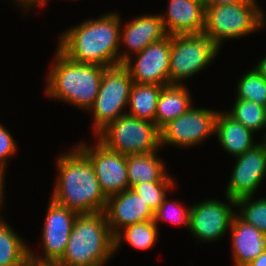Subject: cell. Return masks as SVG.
<instances>
[{
  "label": "cell",
  "instance_id": "obj_25",
  "mask_svg": "<svg viewBox=\"0 0 266 266\" xmlns=\"http://www.w3.org/2000/svg\"><path fill=\"white\" fill-rule=\"evenodd\" d=\"M226 113L254 133L264 130L266 127L264 106L254 101L235 99L233 108ZM263 139H266V133Z\"/></svg>",
  "mask_w": 266,
  "mask_h": 266
},
{
  "label": "cell",
  "instance_id": "obj_31",
  "mask_svg": "<svg viewBox=\"0 0 266 266\" xmlns=\"http://www.w3.org/2000/svg\"><path fill=\"white\" fill-rule=\"evenodd\" d=\"M49 0H15L13 1L14 3L16 2L19 6L18 7H22V9H24V12H28V10H30L33 7H35V5L37 6H41L43 7L44 5H46V3ZM28 9V10H27Z\"/></svg>",
  "mask_w": 266,
  "mask_h": 266
},
{
  "label": "cell",
  "instance_id": "obj_9",
  "mask_svg": "<svg viewBox=\"0 0 266 266\" xmlns=\"http://www.w3.org/2000/svg\"><path fill=\"white\" fill-rule=\"evenodd\" d=\"M219 111L191 106L183 115L169 121L160 129V144L192 147L215 135V122Z\"/></svg>",
  "mask_w": 266,
  "mask_h": 266
},
{
  "label": "cell",
  "instance_id": "obj_36",
  "mask_svg": "<svg viewBox=\"0 0 266 266\" xmlns=\"http://www.w3.org/2000/svg\"><path fill=\"white\" fill-rule=\"evenodd\" d=\"M26 266H40V265H36V264L29 262Z\"/></svg>",
  "mask_w": 266,
  "mask_h": 266
},
{
  "label": "cell",
  "instance_id": "obj_14",
  "mask_svg": "<svg viewBox=\"0 0 266 266\" xmlns=\"http://www.w3.org/2000/svg\"><path fill=\"white\" fill-rule=\"evenodd\" d=\"M171 35L146 46L135 54V61L129 57L122 64L127 68L132 80L138 84L169 85V59Z\"/></svg>",
  "mask_w": 266,
  "mask_h": 266
},
{
  "label": "cell",
  "instance_id": "obj_6",
  "mask_svg": "<svg viewBox=\"0 0 266 266\" xmlns=\"http://www.w3.org/2000/svg\"><path fill=\"white\" fill-rule=\"evenodd\" d=\"M96 139L123 155L147 154L162 148L160 129L155 123L127 114L109 123Z\"/></svg>",
  "mask_w": 266,
  "mask_h": 266
},
{
  "label": "cell",
  "instance_id": "obj_28",
  "mask_svg": "<svg viewBox=\"0 0 266 266\" xmlns=\"http://www.w3.org/2000/svg\"><path fill=\"white\" fill-rule=\"evenodd\" d=\"M174 185V186H173ZM174 181H154L136 184L132 189L155 212L167 197L168 190L175 188Z\"/></svg>",
  "mask_w": 266,
  "mask_h": 266
},
{
  "label": "cell",
  "instance_id": "obj_17",
  "mask_svg": "<svg viewBox=\"0 0 266 266\" xmlns=\"http://www.w3.org/2000/svg\"><path fill=\"white\" fill-rule=\"evenodd\" d=\"M166 14H160L167 35L200 34L205 27L201 0H169Z\"/></svg>",
  "mask_w": 266,
  "mask_h": 266
},
{
  "label": "cell",
  "instance_id": "obj_32",
  "mask_svg": "<svg viewBox=\"0 0 266 266\" xmlns=\"http://www.w3.org/2000/svg\"><path fill=\"white\" fill-rule=\"evenodd\" d=\"M243 1L247 0H201V2L204 4V7L213 6V5L235 4Z\"/></svg>",
  "mask_w": 266,
  "mask_h": 266
},
{
  "label": "cell",
  "instance_id": "obj_13",
  "mask_svg": "<svg viewBox=\"0 0 266 266\" xmlns=\"http://www.w3.org/2000/svg\"><path fill=\"white\" fill-rule=\"evenodd\" d=\"M261 140L252 149L234 157L236 161L226 186V197L234 201L244 197H254L266 176V139Z\"/></svg>",
  "mask_w": 266,
  "mask_h": 266
},
{
  "label": "cell",
  "instance_id": "obj_16",
  "mask_svg": "<svg viewBox=\"0 0 266 266\" xmlns=\"http://www.w3.org/2000/svg\"><path fill=\"white\" fill-rule=\"evenodd\" d=\"M166 36L160 14L143 15L132 19L121 27L120 43H122L119 45L126 46L127 49L119 53V64L125 62L131 55L141 52L149 44L160 41Z\"/></svg>",
  "mask_w": 266,
  "mask_h": 266
},
{
  "label": "cell",
  "instance_id": "obj_22",
  "mask_svg": "<svg viewBox=\"0 0 266 266\" xmlns=\"http://www.w3.org/2000/svg\"><path fill=\"white\" fill-rule=\"evenodd\" d=\"M163 88L156 84H133L128 100L127 115L155 123L158 98Z\"/></svg>",
  "mask_w": 266,
  "mask_h": 266
},
{
  "label": "cell",
  "instance_id": "obj_26",
  "mask_svg": "<svg viewBox=\"0 0 266 266\" xmlns=\"http://www.w3.org/2000/svg\"><path fill=\"white\" fill-rule=\"evenodd\" d=\"M236 86V99L251 100L262 106L266 104V80L255 68L243 74Z\"/></svg>",
  "mask_w": 266,
  "mask_h": 266
},
{
  "label": "cell",
  "instance_id": "obj_19",
  "mask_svg": "<svg viewBox=\"0 0 266 266\" xmlns=\"http://www.w3.org/2000/svg\"><path fill=\"white\" fill-rule=\"evenodd\" d=\"M215 134L222 148L233 157L242 155L257 144L253 141L254 132L235 121L226 111L217 114Z\"/></svg>",
  "mask_w": 266,
  "mask_h": 266
},
{
  "label": "cell",
  "instance_id": "obj_8",
  "mask_svg": "<svg viewBox=\"0 0 266 266\" xmlns=\"http://www.w3.org/2000/svg\"><path fill=\"white\" fill-rule=\"evenodd\" d=\"M133 84L134 81L123 64L105 67L98 95L89 109L95 121L92 127L95 136L109 123L127 113L125 109Z\"/></svg>",
  "mask_w": 266,
  "mask_h": 266
},
{
  "label": "cell",
  "instance_id": "obj_10",
  "mask_svg": "<svg viewBox=\"0 0 266 266\" xmlns=\"http://www.w3.org/2000/svg\"><path fill=\"white\" fill-rule=\"evenodd\" d=\"M77 212L50 199L42 232V256L29 249L30 262L42 266H54L64 255Z\"/></svg>",
  "mask_w": 266,
  "mask_h": 266
},
{
  "label": "cell",
  "instance_id": "obj_33",
  "mask_svg": "<svg viewBox=\"0 0 266 266\" xmlns=\"http://www.w3.org/2000/svg\"><path fill=\"white\" fill-rule=\"evenodd\" d=\"M5 170L4 169H2V168H0V211H1V209H2V207L4 206L3 204V202H4V193H5V191H3L4 190V177H5ZM0 217H2V216H0Z\"/></svg>",
  "mask_w": 266,
  "mask_h": 266
},
{
  "label": "cell",
  "instance_id": "obj_21",
  "mask_svg": "<svg viewBox=\"0 0 266 266\" xmlns=\"http://www.w3.org/2000/svg\"><path fill=\"white\" fill-rule=\"evenodd\" d=\"M157 152L127 155L129 188L143 182L175 181L167 174L164 162L157 156Z\"/></svg>",
  "mask_w": 266,
  "mask_h": 266
},
{
  "label": "cell",
  "instance_id": "obj_24",
  "mask_svg": "<svg viewBox=\"0 0 266 266\" xmlns=\"http://www.w3.org/2000/svg\"><path fill=\"white\" fill-rule=\"evenodd\" d=\"M158 233V226L153 220L127 225L114 235V251H118L123 239L136 249H150L156 244Z\"/></svg>",
  "mask_w": 266,
  "mask_h": 266
},
{
  "label": "cell",
  "instance_id": "obj_30",
  "mask_svg": "<svg viewBox=\"0 0 266 266\" xmlns=\"http://www.w3.org/2000/svg\"><path fill=\"white\" fill-rule=\"evenodd\" d=\"M17 144L9 131L0 123V168L6 170V161L15 155Z\"/></svg>",
  "mask_w": 266,
  "mask_h": 266
},
{
  "label": "cell",
  "instance_id": "obj_29",
  "mask_svg": "<svg viewBox=\"0 0 266 266\" xmlns=\"http://www.w3.org/2000/svg\"><path fill=\"white\" fill-rule=\"evenodd\" d=\"M190 208L191 206L185 208L180 202L169 201L165 198L162 204L154 212L153 221L158 225L161 220H168L174 225L182 224L189 229Z\"/></svg>",
  "mask_w": 266,
  "mask_h": 266
},
{
  "label": "cell",
  "instance_id": "obj_12",
  "mask_svg": "<svg viewBox=\"0 0 266 266\" xmlns=\"http://www.w3.org/2000/svg\"><path fill=\"white\" fill-rule=\"evenodd\" d=\"M226 198L228 203L210 198L191 206L188 231L194 238L206 243L216 242L230 229L236 215L233 209L236 201Z\"/></svg>",
  "mask_w": 266,
  "mask_h": 266
},
{
  "label": "cell",
  "instance_id": "obj_5",
  "mask_svg": "<svg viewBox=\"0 0 266 266\" xmlns=\"http://www.w3.org/2000/svg\"><path fill=\"white\" fill-rule=\"evenodd\" d=\"M257 3V0H247L205 7L203 33L221 48L227 39H239L264 28L265 14Z\"/></svg>",
  "mask_w": 266,
  "mask_h": 266
},
{
  "label": "cell",
  "instance_id": "obj_23",
  "mask_svg": "<svg viewBox=\"0 0 266 266\" xmlns=\"http://www.w3.org/2000/svg\"><path fill=\"white\" fill-rule=\"evenodd\" d=\"M0 217V265L26 266L30 262L29 246Z\"/></svg>",
  "mask_w": 266,
  "mask_h": 266
},
{
  "label": "cell",
  "instance_id": "obj_35",
  "mask_svg": "<svg viewBox=\"0 0 266 266\" xmlns=\"http://www.w3.org/2000/svg\"><path fill=\"white\" fill-rule=\"evenodd\" d=\"M264 56L265 57H263L262 60H260L254 68L266 80V55H264Z\"/></svg>",
  "mask_w": 266,
  "mask_h": 266
},
{
  "label": "cell",
  "instance_id": "obj_15",
  "mask_svg": "<svg viewBox=\"0 0 266 266\" xmlns=\"http://www.w3.org/2000/svg\"><path fill=\"white\" fill-rule=\"evenodd\" d=\"M104 212L113 235L127 225L150 221L154 217L151 208L132 188L108 197Z\"/></svg>",
  "mask_w": 266,
  "mask_h": 266
},
{
  "label": "cell",
  "instance_id": "obj_4",
  "mask_svg": "<svg viewBox=\"0 0 266 266\" xmlns=\"http://www.w3.org/2000/svg\"><path fill=\"white\" fill-rule=\"evenodd\" d=\"M114 253L105 212L78 214L65 253L54 266H103Z\"/></svg>",
  "mask_w": 266,
  "mask_h": 266
},
{
  "label": "cell",
  "instance_id": "obj_1",
  "mask_svg": "<svg viewBox=\"0 0 266 266\" xmlns=\"http://www.w3.org/2000/svg\"><path fill=\"white\" fill-rule=\"evenodd\" d=\"M107 12L87 19L60 35L57 48L70 60L101 67L119 65L121 18Z\"/></svg>",
  "mask_w": 266,
  "mask_h": 266
},
{
  "label": "cell",
  "instance_id": "obj_20",
  "mask_svg": "<svg viewBox=\"0 0 266 266\" xmlns=\"http://www.w3.org/2000/svg\"><path fill=\"white\" fill-rule=\"evenodd\" d=\"M191 94L184 84H169L161 89L155 113V124L161 129L183 115L192 106Z\"/></svg>",
  "mask_w": 266,
  "mask_h": 266
},
{
  "label": "cell",
  "instance_id": "obj_18",
  "mask_svg": "<svg viewBox=\"0 0 266 266\" xmlns=\"http://www.w3.org/2000/svg\"><path fill=\"white\" fill-rule=\"evenodd\" d=\"M229 230L234 266H247L266 250V235L237 215Z\"/></svg>",
  "mask_w": 266,
  "mask_h": 266
},
{
  "label": "cell",
  "instance_id": "obj_2",
  "mask_svg": "<svg viewBox=\"0 0 266 266\" xmlns=\"http://www.w3.org/2000/svg\"><path fill=\"white\" fill-rule=\"evenodd\" d=\"M56 166L59 174L51 199L78 214L105 210L107 197L101 190L93 165L77 147L58 155Z\"/></svg>",
  "mask_w": 266,
  "mask_h": 266
},
{
  "label": "cell",
  "instance_id": "obj_37",
  "mask_svg": "<svg viewBox=\"0 0 266 266\" xmlns=\"http://www.w3.org/2000/svg\"><path fill=\"white\" fill-rule=\"evenodd\" d=\"M265 117H266V104L264 105Z\"/></svg>",
  "mask_w": 266,
  "mask_h": 266
},
{
  "label": "cell",
  "instance_id": "obj_7",
  "mask_svg": "<svg viewBox=\"0 0 266 266\" xmlns=\"http://www.w3.org/2000/svg\"><path fill=\"white\" fill-rule=\"evenodd\" d=\"M219 49L204 33L171 35L169 84L182 85L184 79L202 71L213 62Z\"/></svg>",
  "mask_w": 266,
  "mask_h": 266
},
{
  "label": "cell",
  "instance_id": "obj_3",
  "mask_svg": "<svg viewBox=\"0 0 266 266\" xmlns=\"http://www.w3.org/2000/svg\"><path fill=\"white\" fill-rule=\"evenodd\" d=\"M47 73L45 94L89 111L98 95L105 67L70 60L56 48Z\"/></svg>",
  "mask_w": 266,
  "mask_h": 266
},
{
  "label": "cell",
  "instance_id": "obj_27",
  "mask_svg": "<svg viewBox=\"0 0 266 266\" xmlns=\"http://www.w3.org/2000/svg\"><path fill=\"white\" fill-rule=\"evenodd\" d=\"M236 215L266 235V198L244 197L236 201Z\"/></svg>",
  "mask_w": 266,
  "mask_h": 266
},
{
  "label": "cell",
  "instance_id": "obj_11",
  "mask_svg": "<svg viewBox=\"0 0 266 266\" xmlns=\"http://www.w3.org/2000/svg\"><path fill=\"white\" fill-rule=\"evenodd\" d=\"M95 148L87 143L76 147L90 160L103 194L108 198L129 189L127 155L107 148L96 140Z\"/></svg>",
  "mask_w": 266,
  "mask_h": 266
},
{
  "label": "cell",
  "instance_id": "obj_34",
  "mask_svg": "<svg viewBox=\"0 0 266 266\" xmlns=\"http://www.w3.org/2000/svg\"><path fill=\"white\" fill-rule=\"evenodd\" d=\"M247 266H266V250Z\"/></svg>",
  "mask_w": 266,
  "mask_h": 266
}]
</instances>
